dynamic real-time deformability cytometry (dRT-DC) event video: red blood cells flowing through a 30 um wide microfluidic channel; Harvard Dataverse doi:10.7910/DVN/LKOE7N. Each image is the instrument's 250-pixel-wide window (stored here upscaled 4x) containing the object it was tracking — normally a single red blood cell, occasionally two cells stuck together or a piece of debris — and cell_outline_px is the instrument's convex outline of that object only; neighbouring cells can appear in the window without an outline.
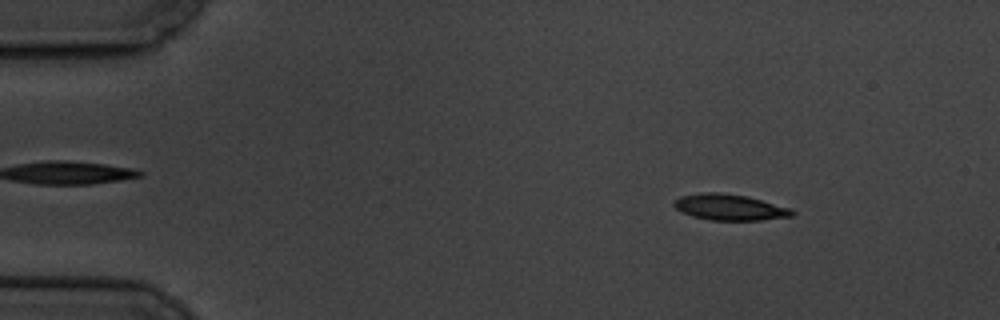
{"species": "common noctule bat (a hibernating species)", "species_latin": "Nyctalus noctula", "temperature_condition": "cold", "stored_images_in_passage": 5, "camera_frame_rate_fps": 3000, "um_per_image_px": 0.085, "animal": {"sex": "male", "body_mass_g": 19.5, "forearm_length_mm": 54.6}, "frame": {"image": 1, "passage_image": 1, "time_ms": 0.0, "image_size_px": [1000, 320], "cell_outline_px": [[796, 212], [792, 216], [760, 220], [708, 220], [692, 216], [680, 212], [672, 204], [680, 196], [704, 192], [720, 192], [748, 196], [792, 208]], "centroid_in_image_um": [62.03, 17.61], "position_along_channel_um": 23.0, "area_um2": 18.09}}
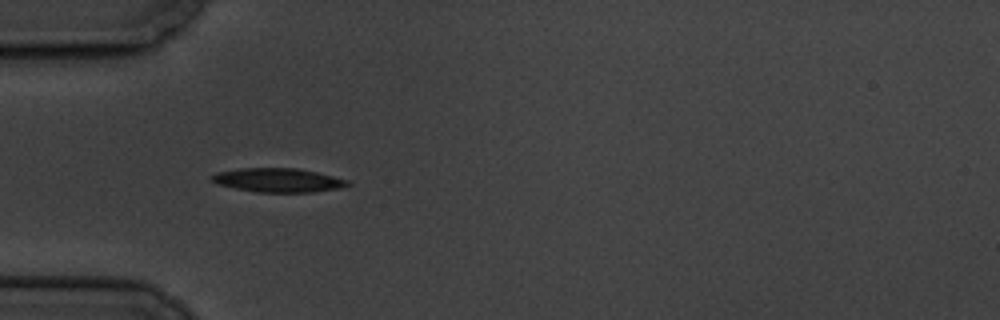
{"frame": {"image": 2, "passage_image": 4, "time_ms": 3.333, "image_size_px": [1000, 320], "cell_outline_px": [[352, 184], [340, 188], [312, 192], [256, 192], [236, 188], [220, 184], [212, 180], [208, 176], [216, 172], [240, 168], [300, 168], [348, 180]], "centroid_in_image_um": [23.64, 15.31], "position_along_channel_um": 61.4, "area_um2": 18.9}}
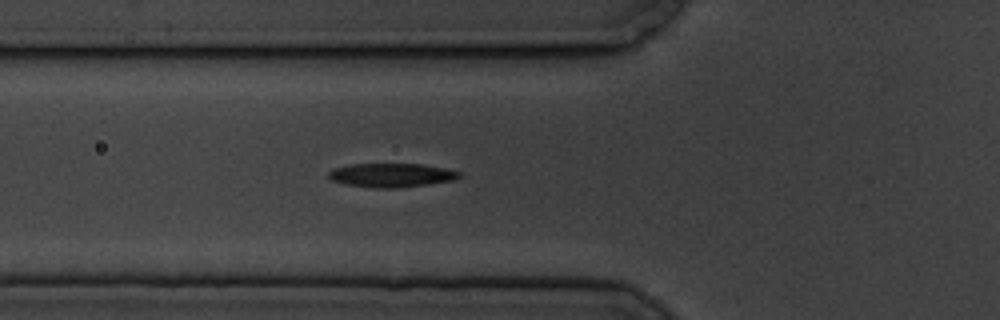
{"frame": {"image": 3, "passage_image": 5, "time_ms": 4.333, "image_size_px": [1000, 320], "cell_outline_px": [[460, 176], [456, 180], [428, 184], [396, 188], [376, 188], [344, 184], [332, 180], [328, 176], [328, 172], [332, 168], [352, 164], [424, 164], [444, 168], [460, 172]], "centroid_in_image_um": [33.26, 14.89], "position_along_channel_um": 92.5, "area_um2": 18.21}}